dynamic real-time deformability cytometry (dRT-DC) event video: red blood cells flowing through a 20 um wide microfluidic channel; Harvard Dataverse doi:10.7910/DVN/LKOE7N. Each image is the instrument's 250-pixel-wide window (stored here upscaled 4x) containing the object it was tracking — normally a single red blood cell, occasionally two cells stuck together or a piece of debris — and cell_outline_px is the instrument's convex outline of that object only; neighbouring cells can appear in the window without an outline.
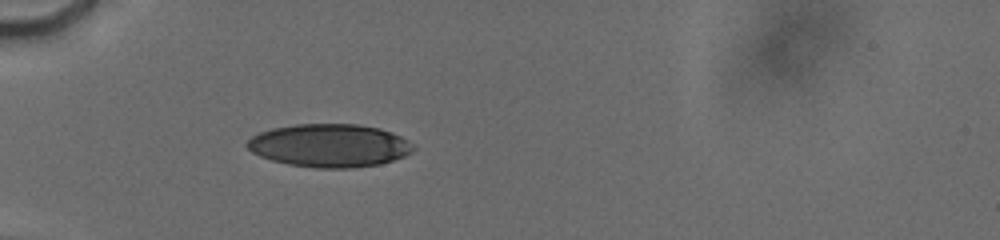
{"species": "human", "species_latin": "Homo sapiens", "temperature_condition": "cold", "stored_images_in_passage": 21, "camera_frame_rate_fps": 3000, "um_per_image_px": 0.085, "donor": {"sex": "male"}, "frame": {"image": 1, "passage_image": 6, "time_ms": 1.333, "image_size_px": [1000, 240], "cell_outline_px": [[416, 148], [412, 152], [404, 156], [380, 164], [352, 168], [316, 168], [288, 164], [272, 160], [260, 156], [252, 152], [244, 144], [252, 136], [260, 132], [272, 128], [296, 124], [360, 124], [380, 128], [392, 132], [408, 140]], "centroid_in_image_um": [28.01, 12.36], "position_along_channel_um": 57.0, "area_um2": 41.91}}
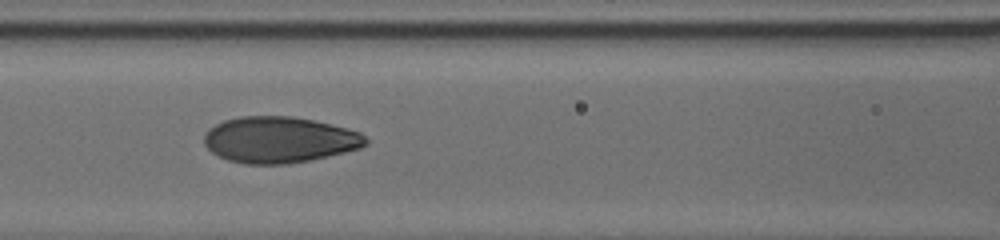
{"frame": {"image": 2, "passage_image": 14, "time_ms": 4.0, "image_size_px": [1000, 240], "cell_outline_px": [[368, 144], [360, 148], [328, 156], [288, 164], [244, 164], [228, 160], [212, 152], [204, 144], [204, 136], [208, 128], [224, 120], [240, 116], [292, 116], [312, 120], [348, 128], [360, 132], [368, 140]], "centroid_in_image_um": [23.74, 11.87], "position_along_channel_um": 142.9, "area_um2": 43.47}}
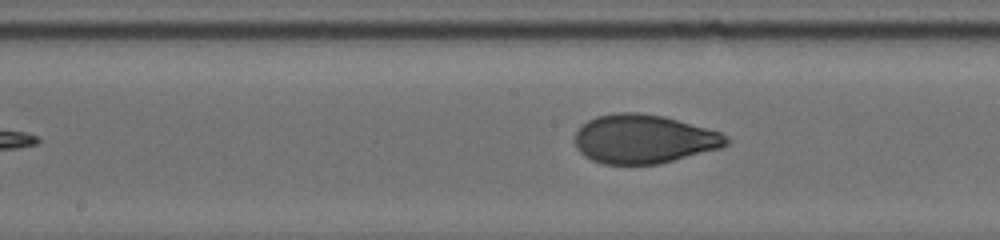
{"frame": {"image": 3, "passage_image": 18, "time_ms": 5.333, "image_size_px": [1000, 240], "cell_outline_px": [[732, 140], [728, 144], [720, 148], [656, 164], [604, 164], [592, 160], [584, 156], [576, 148], [576, 132], [588, 120], [596, 116], [616, 112], [640, 112], [664, 116], [720, 132], [728, 136]], "centroid_in_image_um": [54.72, 11.81], "position_along_channel_um": 193.5, "area_um2": 42.95}}